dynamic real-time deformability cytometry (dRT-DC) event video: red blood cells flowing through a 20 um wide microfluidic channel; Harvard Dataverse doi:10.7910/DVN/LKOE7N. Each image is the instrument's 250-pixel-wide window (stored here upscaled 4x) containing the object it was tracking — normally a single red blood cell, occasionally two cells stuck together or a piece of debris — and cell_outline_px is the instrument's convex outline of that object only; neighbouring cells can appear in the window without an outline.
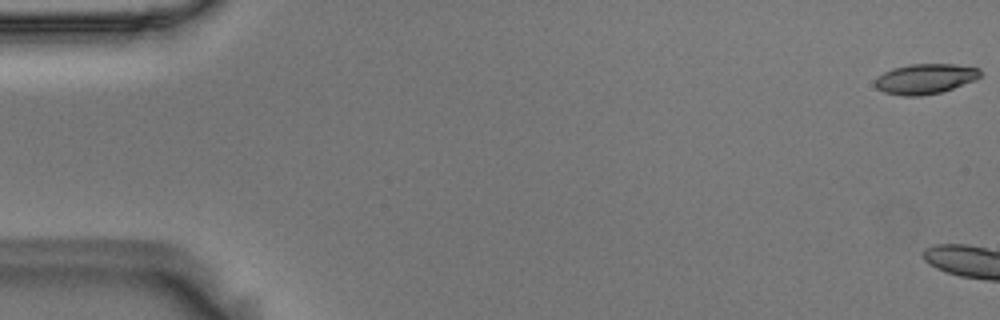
{"species": "Egyptian fruit bat (a non-hibernating species)", "species_latin": "Rousettus aegyptiacus", "temperature_condition": "room temperature", "stored_images_in_passage": 8, "camera_frame_rate_fps": 3000, "um_per_image_px": 0.085, "animal": {"sex": "male"}, "frame": {"image": 1, "passage_image": 1, "time_ms": 0.0, "image_size_px": [1000, 320], "cell_outline_px": [[980, 76], [976, 80], [940, 92], [920, 96], [900, 96], [884, 92], [876, 88], [876, 76], [892, 68], [908, 64], [956, 64], [980, 68]], "centroid_in_image_um": [78.63, 6.69], "position_along_channel_um": 6.4, "area_um2": 18.55}}